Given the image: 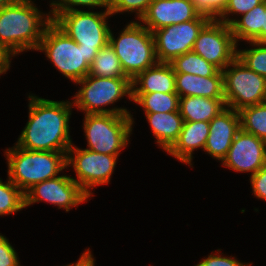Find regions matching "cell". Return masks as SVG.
<instances>
[{
    "mask_svg": "<svg viewBox=\"0 0 266 266\" xmlns=\"http://www.w3.org/2000/svg\"><path fill=\"white\" fill-rule=\"evenodd\" d=\"M29 119L16 146L32 151H56L67 154L72 146L69 130L70 101H53L29 95Z\"/></svg>",
    "mask_w": 266,
    "mask_h": 266,
    "instance_id": "cell-1",
    "label": "cell"
},
{
    "mask_svg": "<svg viewBox=\"0 0 266 266\" xmlns=\"http://www.w3.org/2000/svg\"><path fill=\"white\" fill-rule=\"evenodd\" d=\"M31 0L0 8V44L14 56L25 50L38 49L46 27L53 21ZM46 17H45V16Z\"/></svg>",
    "mask_w": 266,
    "mask_h": 266,
    "instance_id": "cell-2",
    "label": "cell"
},
{
    "mask_svg": "<svg viewBox=\"0 0 266 266\" xmlns=\"http://www.w3.org/2000/svg\"><path fill=\"white\" fill-rule=\"evenodd\" d=\"M8 178L25 193L33 185L58 176L68 168L66 153L32 151L14 146L5 151Z\"/></svg>",
    "mask_w": 266,
    "mask_h": 266,
    "instance_id": "cell-3",
    "label": "cell"
},
{
    "mask_svg": "<svg viewBox=\"0 0 266 266\" xmlns=\"http://www.w3.org/2000/svg\"><path fill=\"white\" fill-rule=\"evenodd\" d=\"M112 16L109 10L91 12L83 10L59 13L53 22L62 29L85 52V60L93 63L98 51L109 43L110 28L106 18Z\"/></svg>",
    "mask_w": 266,
    "mask_h": 266,
    "instance_id": "cell-4",
    "label": "cell"
},
{
    "mask_svg": "<svg viewBox=\"0 0 266 266\" xmlns=\"http://www.w3.org/2000/svg\"><path fill=\"white\" fill-rule=\"evenodd\" d=\"M76 84L82 85L74 96L73 106L84 114L131 115L126 108H103L125 95L132 100V80L129 77H97L87 75Z\"/></svg>",
    "mask_w": 266,
    "mask_h": 266,
    "instance_id": "cell-5",
    "label": "cell"
},
{
    "mask_svg": "<svg viewBox=\"0 0 266 266\" xmlns=\"http://www.w3.org/2000/svg\"><path fill=\"white\" fill-rule=\"evenodd\" d=\"M109 45L119 58L124 73L131 80L158 62L153 33L140 22H130L117 39L110 30Z\"/></svg>",
    "mask_w": 266,
    "mask_h": 266,
    "instance_id": "cell-6",
    "label": "cell"
},
{
    "mask_svg": "<svg viewBox=\"0 0 266 266\" xmlns=\"http://www.w3.org/2000/svg\"><path fill=\"white\" fill-rule=\"evenodd\" d=\"M83 130L86 149L97 153L119 156L129 143L134 124L133 115L85 114Z\"/></svg>",
    "mask_w": 266,
    "mask_h": 266,
    "instance_id": "cell-7",
    "label": "cell"
},
{
    "mask_svg": "<svg viewBox=\"0 0 266 266\" xmlns=\"http://www.w3.org/2000/svg\"><path fill=\"white\" fill-rule=\"evenodd\" d=\"M37 51L45 52L51 63L74 83L89 74L90 65L85 52L53 21L46 27Z\"/></svg>",
    "mask_w": 266,
    "mask_h": 266,
    "instance_id": "cell-8",
    "label": "cell"
},
{
    "mask_svg": "<svg viewBox=\"0 0 266 266\" xmlns=\"http://www.w3.org/2000/svg\"><path fill=\"white\" fill-rule=\"evenodd\" d=\"M222 73L226 107L240 111L266 102V78L249 69L237 57Z\"/></svg>",
    "mask_w": 266,
    "mask_h": 266,
    "instance_id": "cell-9",
    "label": "cell"
},
{
    "mask_svg": "<svg viewBox=\"0 0 266 266\" xmlns=\"http://www.w3.org/2000/svg\"><path fill=\"white\" fill-rule=\"evenodd\" d=\"M118 156L97 153L88 149L72 146L66 154V165L73 167L77 179H72L90 197L97 185L108 184L116 166Z\"/></svg>",
    "mask_w": 266,
    "mask_h": 266,
    "instance_id": "cell-10",
    "label": "cell"
},
{
    "mask_svg": "<svg viewBox=\"0 0 266 266\" xmlns=\"http://www.w3.org/2000/svg\"><path fill=\"white\" fill-rule=\"evenodd\" d=\"M210 20L209 16L200 13L194 20L155 30L157 61L170 63L174 58L192 51L199 32Z\"/></svg>",
    "mask_w": 266,
    "mask_h": 266,
    "instance_id": "cell-11",
    "label": "cell"
},
{
    "mask_svg": "<svg viewBox=\"0 0 266 266\" xmlns=\"http://www.w3.org/2000/svg\"><path fill=\"white\" fill-rule=\"evenodd\" d=\"M237 46L231 27L211 19L199 32L192 51L223 70L237 57Z\"/></svg>",
    "mask_w": 266,
    "mask_h": 266,
    "instance_id": "cell-12",
    "label": "cell"
},
{
    "mask_svg": "<svg viewBox=\"0 0 266 266\" xmlns=\"http://www.w3.org/2000/svg\"><path fill=\"white\" fill-rule=\"evenodd\" d=\"M25 207L33 203L45 202L57 205L58 209L70 211L80 203L87 202L89 198L80 186L67 175H60L52 179L33 185L25 193Z\"/></svg>",
    "mask_w": 266,
    "mask_h": 266,
    "instance_id": "cell-13",
    "label": "cell"
},
{
    "mask_svg": "<svg viewBox=\"0 0 266 266\" xmlns=\"http://www.w3.org/2000/svg\"><path fill=\"white\" fill-rule=\"evenodd\" d=\"M222 163L236 172L254 175L266 165V141L240 129Z\"/></svg>",
    "mask_w": 266,
    "mask_h": 266,
    "instance_id": "cell-14",
    "label": "cell"
},
{
    "mask_svg": "<svg viewBox=\"0 0 266 266\" xmlns=\"http://www.w3.org/2000/svg\"><path fill=\"white\" fill-rule=\"evenodd\" d=\"M199 14L191 0H153L140 21L153 33L168 25L194 20Z\"/></svg>",
    "mask_w": 266,
    "mask_h": 266,
    "instance_id": "cell-15",
    "label": "cell"
},
{
    "mask_svg": "<svg viewBox=\"0 0 266 266\" xmlns=\"http://www.w3.org/2000/svg\"><path fill=\"white\" fill-rule=\"evenodd\" d=\"M209 125L210 133L204 151L222 162L237 132L241 129L239 112L226 107L209 122Z\"/></svg>",
    "mask_w": 266,
    "mask_h": 266,
    "instance_id": "cell-16",
    "label": "cell"
},
{
    "mask_svg": "<svg viewBox=\"0 0 266 266\" xmlns=\"http://www.w3.org/2000/svg\"><path fill=\"white\" fill-rule=\"evenodd\" d=\"M176 93L179 97L200 96L225 99L222 70L213 76L202 77L188 73H175Z\"/></svg>",
    "mask_w": 266,
    "mask_h": 266,
    "instance_id": "cell-17",
    "label": "cell"
},
{
    "mask_svg": "<svg viewBox=\"0 0 266 266\" xmlns=\"http://www.w3.org/2000/svg\"><path fill=\"white\" fill-rule=\"evenodd\" d=\"M209 122L184 121L178 139L166 151L180 162L192 165L193 151L201 148L204 151L209 135Z\"/></svg>",
    "mask_w": 266,
    "mask_h": 266,
    "instance_id": "cell-18",
    "label": "cell"
},
{
    "mask_svg": "<svg viewBox=\"0 0 266 266\" xmlns=\"http://www.w3.org/2000/svg\"><path fill=\"white\" fill-rule=\"evenodd\" d=\"M154 92L176 93L175 72L170 63L157 62L132 80V93Z\"/></svg>",
    "mask_w": 266,
    "mask_h": 266,
    "instance_id": "cell-19",
    "label": "cell"
},
{
    "mask_svg": "<svg viewBox=\"0 0 266 266\" xmlns=\"http://www.w3.org/2000/svg\"><path fill=\"white\" fill-rule=\"evenodd\" d=\"M159 147L167 151L178 139L182 130L183 118L179 111L145 113Z\"/></svg>",
    "mask_w": 266,
    "mask_h": 266,
    "instance_id": "cell-20",
    "label": "cell"
},
{
    "mask_svg": "<svg viewBox=\"0 0 266 266\" xmlns=\"http://www.w3.org/2000/svg\"><path fill=\"white\" fill-rule=\"evenodd\" d=\"M225 108V99H211L200 96H184L179 98V112L183 121L210 122Z\"/></svg>",
    "mask_w": 266,
    "mask_h": 266,
    "instance_id": "cell-21",
    "label": "cell"
},
{
    "mask_svg": "<svg viewBox=\"0 0 266 266\" xmlns=\"http://www.w3.org/2000/svg\"><path fill=\"white\" fill-rule=\"evenodd\" d=\"M265 8L266 0L247 13L242 14L240 19H229V26L232 29L236 43L239 40L262 42Z\"/></svg>",
    "mask_w": 266,
    "mask_h": 266,
    "instance_id": "cell-22",
    "label": "cell"
},
{
    "mask_svg": "<svg viewBox=\"0 0 266 266\" xmlns=\"http://www.w3.org/2000/svg\"><path fill=\"white\" fill-rule=\"evenodd\" d=\"M179 95L177 93H132V100L144 109L145 113L179 111Z\"/></svg>",
    "mask_w": 266,
    "mask_h": 266,
    "instance_id": "cell-23",
    "label": "cell"
},
{
    "mask_svg": "<svg viewBox=\"0 0 266 266\" xmlns=\"http://www.w3.org/2000/svg\"><path fill=\"white\" fill-rule=\"evenodd\" d=\"M88 75L97 77H128L124 73L121 62L109 43L98 51L93 63L90 65Z\"/></svg>",
    "mask_w": 266,
    "mask_h": 266,
    "instance_id": "cell-24",
    "label": "cell"
},
{
    "mask_svg": "<svg viewBox=\"0 0 266 266\" xmlns=\"http://www.w3.org/2000/svg\"><path fill=\"white\" fill-rule=\"evenodd\" d=\"M170 64L175 73H188L202 77L213 76L219 70L193 51L174 58Z\"/></svg>",
    "mask_w": 266,
    "mask_h": 266,
    "instance_id": "cell-25",
    "label": "cell"
},
{
    "mask_svg": "<svg viewBox=\"0 0 266 266\" xmlns=\"http://www.w3.org/2000/svg\"><path fill=\"white\" fill-rule=\"evenodd\" d=\"M238 112L241 129L266 141V102L245 107Z\"/></svg>",
    "mask_w": 266,
    "mask_h": 266,
    "instance_id": "cell-26",
    "label": "cell"
},
{
    "mask_svg": "<svg viewBox=\"0 0 266 266\" xmlns=\"http://www.w3.org/2000/svg\"><path fill=\"white\" fill-rule=\"evenodd\" d=\"M25 208L24 193L8 178L5 183L0 178V216L10 215Z\"/></svg>",
    "mask_w": 266,
    "mask_h": 266,
    "instance_id": "cell-27",
    "label": "cell"
},
{
    "mask_svg": "<svg viewBox=\"0 0 266 266\" xmlns=\"http://www.w3.org/2000/svg\"><path fill=\"white\" fill-rule=\"evenodd\" d=\"M249 43L254 48L237 50V58L249 69L266 78V42Z\"/></svg>",
    "mask_w": 266,
    "mask_h": 266,
    "instance_id": "cell-28",
    "label": "cell"
},
{
    "mask_svg": "<svg viewBox=\"0 0 266 266\" xmlns=\"http://www.w3.org/2000/svg\"><path fill=\"white\" fill-rule=\"evenodd\" d=\"M52 9L50 10V14L52 20L61 12L64 11H72L79 10L74 6H87L90 8L102 7L106 8V10H110L111 0H55L50 3ZM74 7V8H73Z\"/></svg>",
    "mask_w": 266,
    "mask_h": 266,
    "instance_id": "cell-29",
    "label": "cell"
},
{
    "mask_svg": "<svg viewBox=\"0 0 266 266\" xmlns=\"http://www.w3.org/2000/svg\"><path fill=\"white\" fill-rule=\"evenodd\" d=\"M153 0H111L110 13L135 12L138 20L145 15Z\"/></svg>",
    "mask_w": 266,
    "mask_h": 266,
    "instance_id": "cell-30",
    "label": "cell"
},
{
    "mask_svg": "<svg viewBox=\"0 0 266 266\" xmlns=\"http://www.w3.org/2000/svg\"><path fill=\"white\" fill-rule=\"evenodd\" d=\"M265 0H227V4L223 8L222 12L216 18V20L229 25V17L230 14H245L255 6L260 5Z\"/></svg>",
    "mask_w": 266,
    "mask_h": 266,
    "instance_id": "cell-31",
    "label": "cell"
},
{
    "mask_svg": "<svg viewBox=\"0 0 266 266\" xmlns=\"http://www.w3.org/2000/svg\"><path fill=\"white\" fill-rule=\"evenodd\" d=\"M194 7L211 19H216L227 4V0H191Z\"/></svg>",
    "mask_w": 266,
    "mask_h": 266,
    "instance_id": "cell-32",
    "label": "cell"
},
{
    "mask_svg": "<svg viewBox=\"0 0 266 266\" xmlns=\"http://www.w3.org/2000/svg\"><path fill=\"white\" fill-rule=\"evenodd\" d=\"M0 266H20L16 250L9 240L0 233Z\"/></svg>",
    "mask_w": 266,
    "mask_h": 266,
    "instance_id": "cell-33",
    "label": "cell"
},
{
    "mask_svg": "<svg viewBox=\"0 0 266 266\" xmlns=\"http://www.w3.org/2000/svg\"><path fill=\"white\" fill-rule=\"evenodd\" d=\"M220 249L217 250V254H211L207 258H204L201 260L200 263H198L195 266H250L251 264H245L239 262L237 259L231 257H223L222 255H219L221 253H218Z\"/></svg>",
    "mask_w": 266,
    "mask_h": 266,
    "instance_id": "cell-34",
    "label": "cell"
},
{
    "mask_svg": "<svg viewBox=\"0 0 266 266\" xmlns=\"http://www.w3.org/2000/svg\"><path fill=\"white\" fill-rule=\"evenodd\" d=\"M250 183L253 194L266 201V165L259 169L254 175H250Z\"/></svg>",
    "mask_w": 266,
    "mask_h": 266,
    "instance_id": "cell-35",
    "label": "cell"
},
{
    "mask_svg": "<svg viewBox=\"0 0 266 266\" xmlns=\"http://www.w3.org/2000/svg\"><path fill=\"white\" fill-rule=\"evenodd\" d=\"M12 56L14 55L0 44V75L5 74L10 69Z\"/></svg>",
    "mask_w": 266,
    "mask_h": 266,
    "instance_id": "cell-36",
    "label": "cell"
},
{
    "mask_svg": "<svg viewBox=\"0 0 266 266\" xmlns=\"http://www.w3.org/2000/svg\"><path fill=\"white\" fill-rule=\"evenodd\" d=\"M95 259L91 254V251L88 249L82 253L79 260L76 263H72L66 266H94Z\"/></svg>",
    "mask_w": 266,
    "mask_h": 266,
    "instance_id": "cell-37",
    "label": "cell"
},
{
    "mask_svg": "<svg viewBox=\"0 0 266 266\" xmlns=\"http://www.w3.org/2000/svg\"><path fill=\"white\" fill-rule=\"evenodd\" d=\"M266 41V8L264 11V26H262V42Z\"/></svg>",
    "mask_w": 266,
    "mask_h": 266,
    "instance_id": "cell-38",
    "label": "cell"
},
{
    "mask_svg": "<svg viewBox=\"0 0 266 266\" xmlns=\"http://www.w3.org/2000/svg\"><path fill=\"white\" fill-rule=\"evenodd\" d=\"M18 1L19 0H0V8L3 7V6L14 4V3H16Z\"/></svg>",
    "mask_w": 266,
    "mask_h": 266,
    "instance_id": "cell-39",
    "label": "cell"
}]
</instances>
